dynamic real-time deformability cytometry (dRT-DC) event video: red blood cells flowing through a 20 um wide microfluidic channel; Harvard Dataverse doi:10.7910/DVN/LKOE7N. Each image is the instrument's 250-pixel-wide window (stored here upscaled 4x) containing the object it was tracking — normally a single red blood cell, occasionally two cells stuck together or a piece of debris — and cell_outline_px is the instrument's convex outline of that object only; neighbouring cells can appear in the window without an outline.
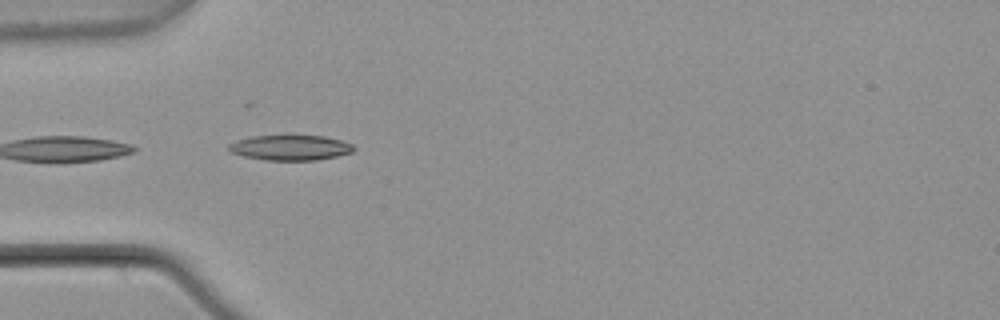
{"species": "common noctule bat (a hibernating species)", "species_latin": "Nyctalus noctula", "temperature_condition": "warm", "stored_images_in_passage": 5, "camera_frame_rate_fps": 3000, "um_per_image_px": 0.085, "animal": {"sex": "male", "body_mass_g": 21.5, "forearm_length_mm": 52.0}, "frame": {"image": 1, "passage_image": 2, "time_ms": 0.333, "image_size_px": [1000, 320], "cell_outline_px": [[356, 148], [352, 152], [336, 156], [316, 160], [264, 160], [244, 156], [232, 152], [228, 148], [228, 144], [236, 140], [252, 136], [324, 136], [340, 140], [352, 144]], "centroid_in_image_um": [24.68, 12.55], "position_along_channel_um": 60.3, "area_um2": 18.21}}
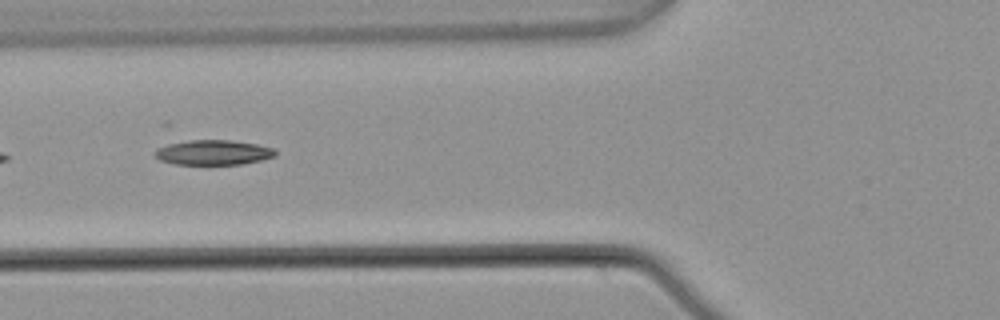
{"frame": {"image": 2, "passage_image": 3, "time_ms": 0.667, "image_size_px": [1000, 320], "cell_outline_px": [[276, 156], [244, 164], [176, 164], [160, 160], [152, 152], [156, 148], [168, 144], [188, 140], [232, 140], [256, 144], [272, 148], [276, 152]], "centroid_in_image_um": [18.11, 12.95], "position_along_channel_um": 107.7, "area_um2": 17.46}}
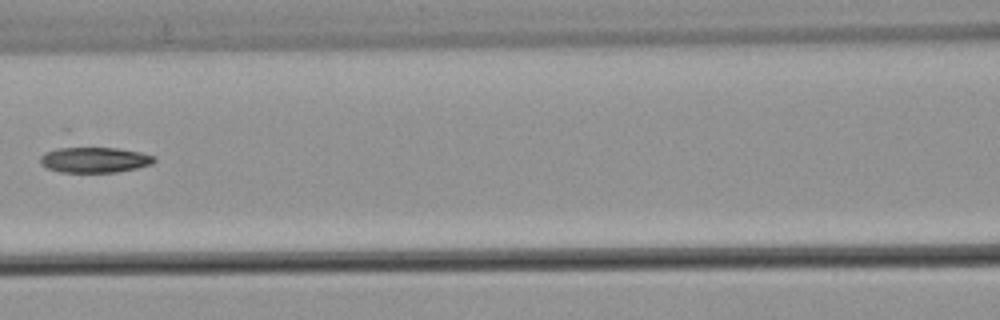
{"frame": {"image": 3, "passage_image": 4, "time_ms": 1.0, "image_size_px": [1000, 320], "cell_outline_px": [[156, 160], [152, 164], [136, 168], [116, 172], [60, 172], [48, 168], [40, 164], [40, 156], [44, 152], [64, 144], [68, 144], [116, 148], [140, 152], [156, 156]], "centroid_in_image_um": [7.95, 13.52], "position_along_channel_um": 158.6, "area_um2": 17.92}}